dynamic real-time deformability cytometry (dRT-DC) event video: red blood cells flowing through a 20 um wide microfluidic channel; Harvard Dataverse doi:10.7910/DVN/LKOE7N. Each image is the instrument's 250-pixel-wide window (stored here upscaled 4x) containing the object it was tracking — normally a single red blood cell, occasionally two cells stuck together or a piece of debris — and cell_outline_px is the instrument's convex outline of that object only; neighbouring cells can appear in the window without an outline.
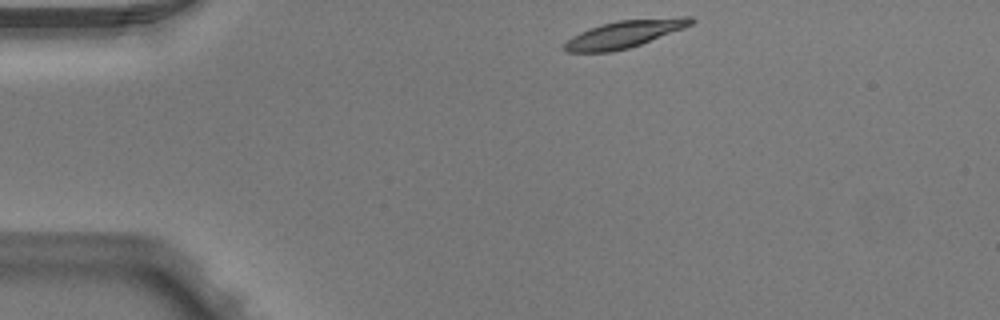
{"species": "Egyptian fruit bat (a non-hibernating species)", "species_latin": "Rousettus aegyptiacus", "temperature_condition": "warm", "stored_images_in_passage": 4, "camera_frame_rate_fps": 3000, "um_per_image_px": 0.085, "animal": {"sex": "male"}, "frame": {"image": 1, "passage_image": 1, "time_ms": 0.0, "image_size_px": [1000, 320], "cell_outline_px": [[696, 20], [692, 24], [684, 28], [640, 44], [628, 48], [612, 52], [568, 52], [560, 48], [572, 36], [588, 28], [600, 24], [620, 20], [680, 16], [692, 16]], "centroid_in_image_um": [53.08, 2.88], "position_along_channel_um": 31.9, "area_um2": 20.29}}
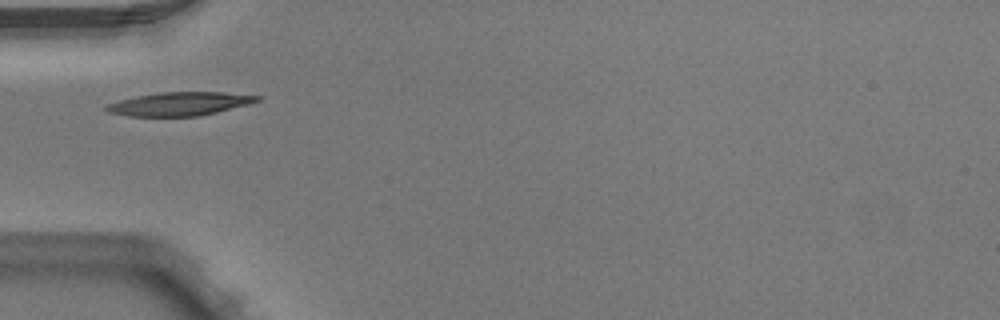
{"frame": {"image": 2, "passage_image": 3, "time_ms": 0.667, "image_size_px": [1000, 320], "cell_outline_px": [[260, 100], [248, 104], [200, 116], [128, 116], [108, 112], [104, 108], [108, 104], [120, 100], [136, 96], [160, 92], [224, 92], [260, 96]], "centroid_in_image_um": [15.25, 8.82], "position_along_channel_um": 69.7, "area_um2": 20.46}}
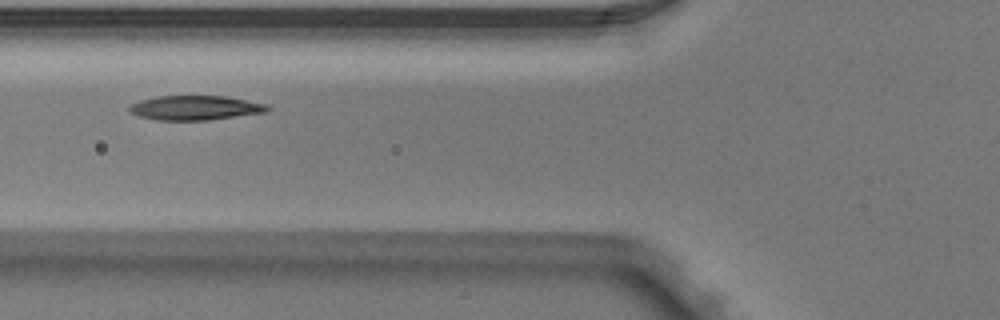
{"frame": {"image": 3, "passage_image": 4, "time_ms": 1.0, "image_size_px": [1000, 320], "cell_outline_px": [[272, 108], [268, 112], [208, 120], [156, 120], [140, 116], [128, 112], [128, 104], [140, 100], [156, 96], [228, 96], [268, 104]], "centroid_in_image_um": [16.61, 9.16], "position_along_channel_um": 109.2, "area_um2": 20.0}}